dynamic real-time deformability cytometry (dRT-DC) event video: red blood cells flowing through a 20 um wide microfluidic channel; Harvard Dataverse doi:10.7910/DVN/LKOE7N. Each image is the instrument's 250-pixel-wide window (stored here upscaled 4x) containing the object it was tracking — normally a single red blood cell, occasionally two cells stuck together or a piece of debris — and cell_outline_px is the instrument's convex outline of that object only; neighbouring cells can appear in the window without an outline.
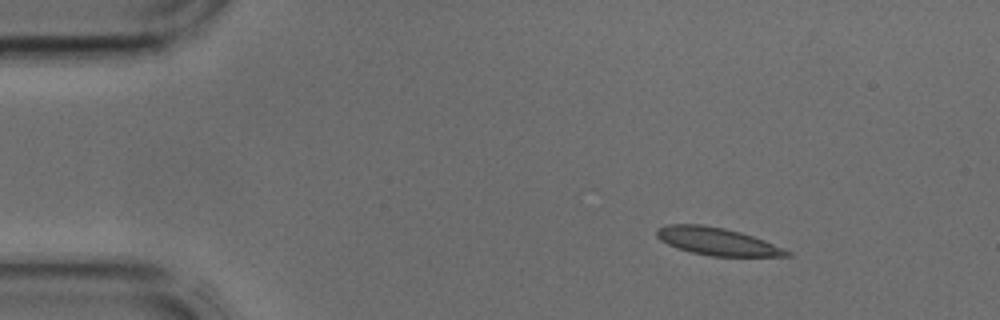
{"species": "common noctule bat (a hibernating species)", "species_latin": "Nyctalus noctula", "temperature_condition": "cold", "stored_images_in_passage": 37, "camera_frame_rate_fps": 3000, "um_per_image_px": 0.085, "animal": {"sex": "male", "body_mass_g": 17.9, "forearm_length_mm": 54.2}, "frame": {"image": 1, "passage_image": 1, "time_ms": 0.0, "image_size_px": [1000, 320], "cell_outline_px": [[792, 256], [712, 256], [692, 252], [676, 248], [660, 240], [656, 236], [656, 228], [668, 224], [700, 224], [724, 228], [740, 232], [764, 240], [792, 252]], "centroid_in_image_um": [60.93, 20.51], "position_along_channel_um": 24.1, "area_um2": 20.81}}
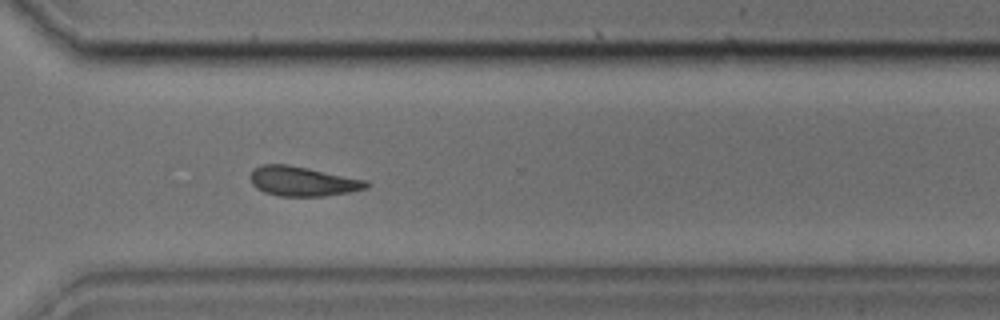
{"frame": {"image": 2, "passage_image": 26, "time_ms": 8.333, "image_size_px": [1000, 320], "cell_outline_px": [[368, 188], [348, 192], [324, 196], [280, 196], [264, 192], [256, 188], [252, 184], [248, 176], [260, 164], [288, 164], [368, 180]], "centroid_in_image_um": [25.7, 15.4], "position_along_channel_um": 344.9, "area_um2": 20.06}}
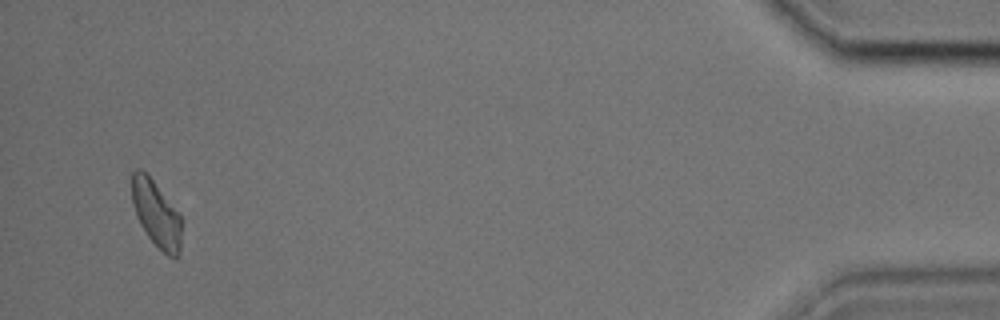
{"frame": {"image": 3, "passage_image": 36, "time_ms": 11.667, "image_size_px": [1000, 320], "cell_outline_px": [[180, 252], [176, 260], [168, 256], [148, 236], [140, 224], [136, 216], [132, 204], [132, 172], [136, 168], [140, 168], [152, 180], [180, 216]], "centroid_in_image_um": [13.25, 18.2], "position_along_channel_um": 421.9, "area_um2": 18.67}}